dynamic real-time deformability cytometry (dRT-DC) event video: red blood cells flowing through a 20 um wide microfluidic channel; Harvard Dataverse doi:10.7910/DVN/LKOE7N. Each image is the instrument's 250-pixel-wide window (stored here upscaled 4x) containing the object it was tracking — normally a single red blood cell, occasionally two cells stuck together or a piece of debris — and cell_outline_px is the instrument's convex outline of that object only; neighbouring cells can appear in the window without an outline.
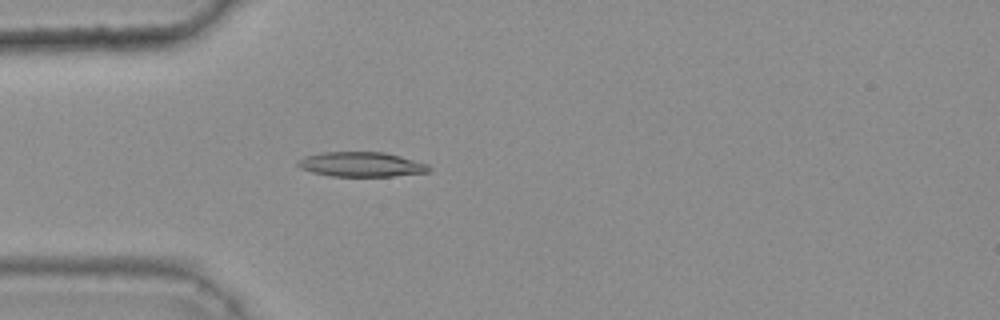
{"species": "common noctule bat (a hibernating species)", "species_latin": "Nyctalus noctula", "temperature_condition": "warm", "stored_images_in_passage": 41, "camera_frame_rate_fps": 3000, "um_per_image_px": 0.085, "animal": {"sex": "female", "body_mass_g": 25.1}, "frame": {"image": 1, "passage_image": 14, "time_ms": 4.333, "image_size_px": [1000, 320], "cell_outline_px": [[432, 168], [428, 172], [392, 176], [332, 176], [312, 172], [300, 168], [296, 164], [296, 160], [304, 156], [320, 152], [384, 152], [400, 156], [428, 164]], "centroid_in_image_um": [30.67, 13.97], "position_along_channel_um": 54.3, "area_um2": 18.96}}
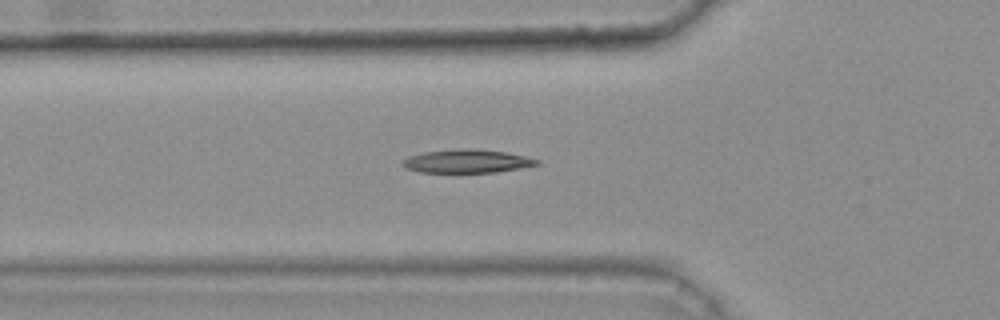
{"frame": {"image": 2, "passage_image": 17, "time_ms": 5.333, "image_size_px": [1000, 320], "cell_outline_px": [[540, 164], [520, 168], [496, 172], [420, 172], [408, 168], [400, 164], [400, 160], [408, 156], [424, 152], [460, 148], [472, 148], [504, 152], [524, 156], [540, 160]], "centroid_in_image_um": [39.66, 13.69], "position_along_channel_um": 86.1, "area_um2": 18.26}}
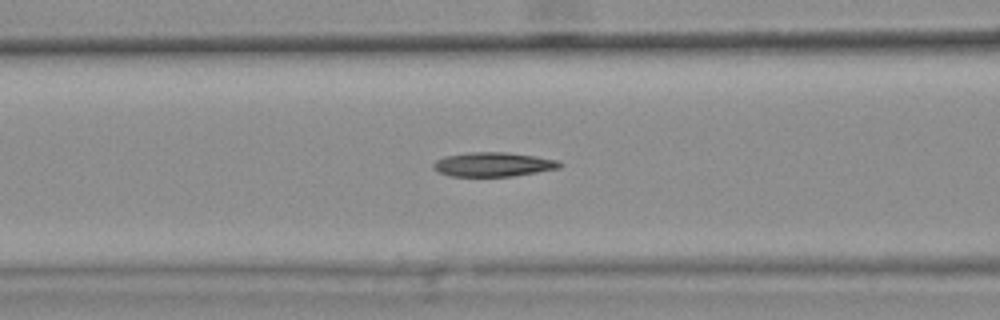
{"frame": {"image": 3, "passage_image": 20, "time_ms": 6.333, "image_size_px": [1000, 320], "cell_outline_px": [[564, 164], [560, 168], [512, 176], [448, 176], [432, 168], [432, 164], [436, 160], [444, 156], [468, 152], [508, 152], [536, 156], [556, 160]], "centroid_in_image_um": [41.9, 13.97], "position_along_channel_um": 124.7, "area_um2": 17.92}, "authors_computed_cell_mechanics": {"area_um2": 18.3226, "velocity_mm_per_s": 3.8103, "shape_relaxation_time_tau1_ms": null, "shape_relaxation_time_tau2_ms": 3.9842, "deformation_change_tau1": null, "deformation_change_tau2": 0.1234}}